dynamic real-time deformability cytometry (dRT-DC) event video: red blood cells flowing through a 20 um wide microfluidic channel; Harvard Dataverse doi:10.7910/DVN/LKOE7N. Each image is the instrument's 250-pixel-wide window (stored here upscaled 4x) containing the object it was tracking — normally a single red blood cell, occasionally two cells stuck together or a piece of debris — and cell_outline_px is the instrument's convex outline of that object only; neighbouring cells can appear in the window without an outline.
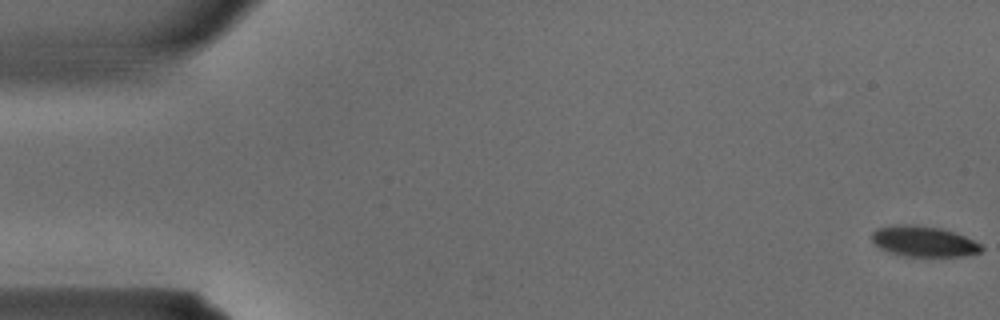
{"species": "common noctule bat (a hibernating species)", "species_latin": "Nyctalus noctula", "temperature_condition": "warm", "stored_images_in_passage": 37, "camera_frame_rate_fps": 3000, "um_per_image_px": 0.085, "animal": {"sex": "male", "body_mass_g": 15.6}, "frame": {"image": 1, "passage_image": 1, "time_ms": 0.0, "image_size_px": [1000, 320], "cell_outline_px": [[984, 248], [980, 252], [964, 256], [904, 256], [888, 252], [880, 248], [872, 240], [872, 232], [876, 228], [892, 224], [916, 224], [940, 228], [964, 236], [980, 244]], "centroid_in_image_um": [78.47, 20.51], "position_along_channel_um": 6.5, "area_um2": 19.59}}
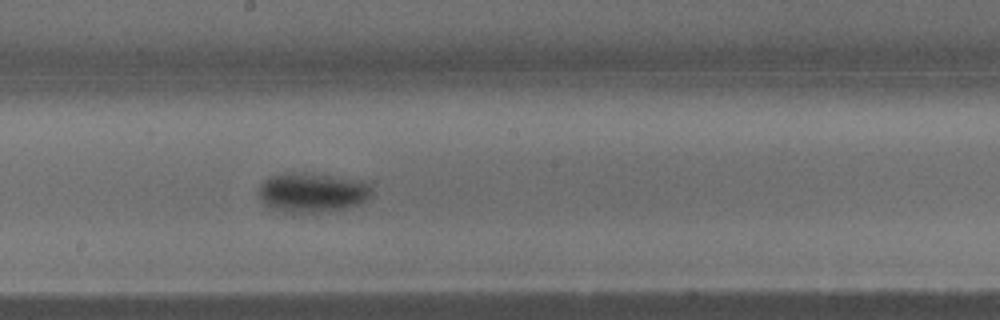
{"frame": {"image": 2, "passage_image": 20, "time_ms": 6.333, "image_size_px": [1000, 320], "cell_outline_px": [[372, 196], [360, 204], [348, 208], [328, 212], [292, 216], [268, 208], [264, 204], [256, 192], [260, 184], [268, 176], [288, 172], [304, 172], [360, 180], [368, 184], [372, 188]], "centroid_in_image_um": [26.48, 16.41], "position_along_channel_um": 221.7, "area_um2": 27.4}}
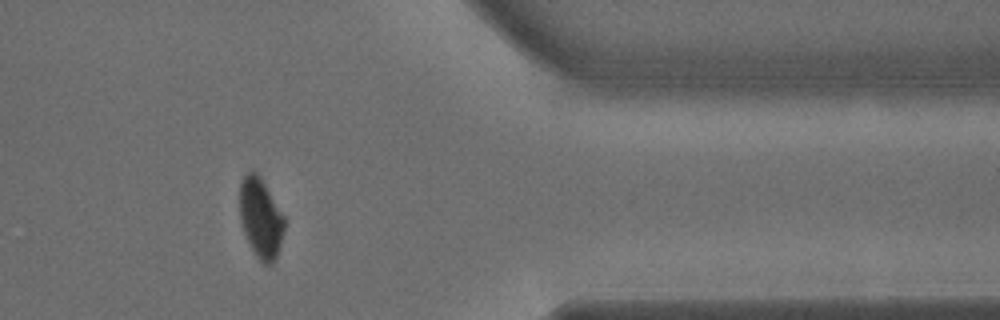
{"frame": {"image": 3, "passage_image": 30, "time_ms": 9.667, "image_size_px": [1000, 320], "cell_outline_px": [[284, 232], [276, 256], [272, 264], [264, 264], [256, 256], [244, 232], [240, 220], [240, 180], [252, 168], [260, 176], [284, 216]], "centroid_in_image_um": [22.15, 18.5], "position_along_channel_um": 389.3, "area_um2": 20.58}}